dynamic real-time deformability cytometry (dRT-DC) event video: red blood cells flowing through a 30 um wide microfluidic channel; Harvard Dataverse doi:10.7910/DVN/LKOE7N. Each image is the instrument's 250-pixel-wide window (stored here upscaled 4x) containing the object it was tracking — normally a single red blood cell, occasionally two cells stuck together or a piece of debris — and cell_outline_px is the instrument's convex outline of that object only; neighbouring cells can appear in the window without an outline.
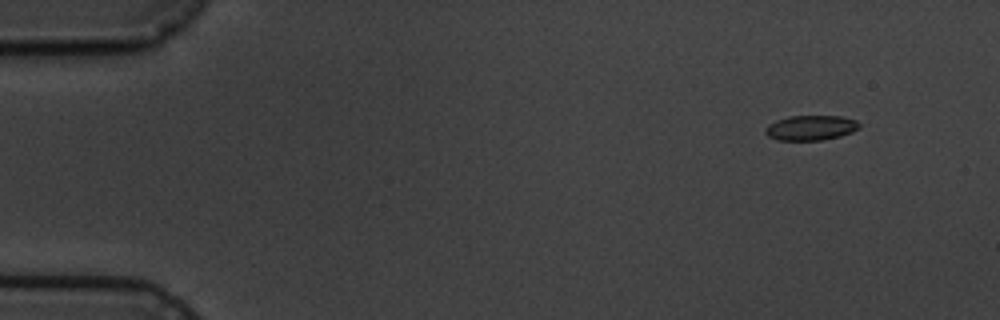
{"species": "common noctule bat (a hibernating species)", "species_latin": "Nyctalus noctula", "temperature_condition": "cold", "stored_images_in_passage": 6, "camera_frame_rate_fps": 3000, "um_per_image_px": 0.085, "animal": {"sex": "male", "body_mass_g": 19.5, "forearm_length_mm": 54.6}, "frame": {"image": 1, "passage_image": 1, "time_ms": 0.0, "image_size_px": [1000, 320], "cell_outline_px": [[860, 128], [852, 132], [840, 136], [820, 140], [776, 140], [768, 136], [764, 132], [764, 128], [768, 124], [776, 120], [788, 116], [840, 116], [856, 120], [860, 124]], "centroid_in_image_um": [68.89, 10.86], "position_along_channel_um": 16.1, "area_um2": 13.76}}
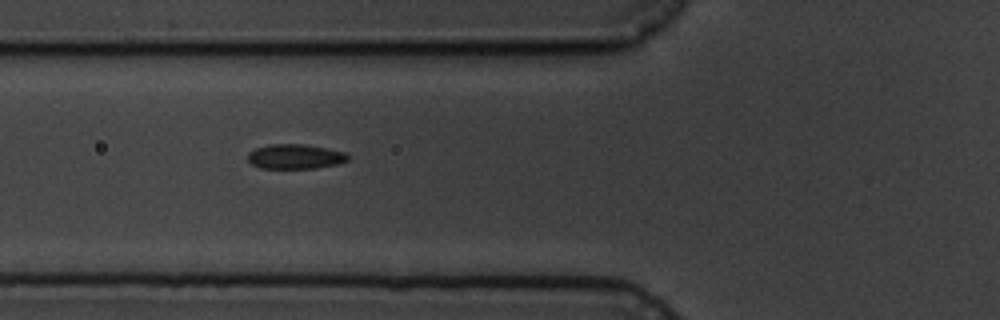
{"frame": {"image": 2, "passage_image": 5, "time_ms": 5.333, "image_size_px": [1000, 320], "cell_outline_px": [[348, 160], [336, 164], [316, 168], [260, 168], [252, 164], [248, 160], [248, 152], [256, 148], [268, 144], [304, 144], [344, 152], [348, 156]], "centroid_in_image_um": [25.04, 13.3], "position_along_channel_um": 100.8, "area_um2": 14.28}}
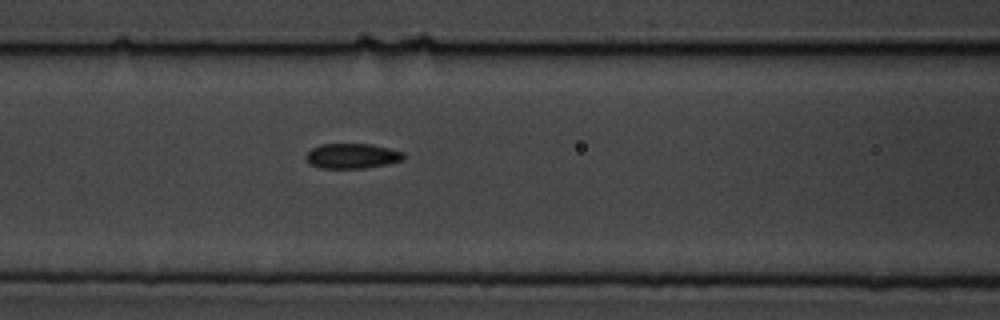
{"frame": {"image": 3, "passage_image": 6, "time_ms": 6.333, "image_size_px": [1000, 320], "cell_outline_px": [[404, 160], [388, 164], [364, 168], [320, 168], [312, 164], [304, 156], [312, 148], [320, 144], [372, 144], [404, 152]], "centroid_in_image_um": [29.95, 13.25], "position_along_channel_um": 136.6, "area_um2": 14.22}}